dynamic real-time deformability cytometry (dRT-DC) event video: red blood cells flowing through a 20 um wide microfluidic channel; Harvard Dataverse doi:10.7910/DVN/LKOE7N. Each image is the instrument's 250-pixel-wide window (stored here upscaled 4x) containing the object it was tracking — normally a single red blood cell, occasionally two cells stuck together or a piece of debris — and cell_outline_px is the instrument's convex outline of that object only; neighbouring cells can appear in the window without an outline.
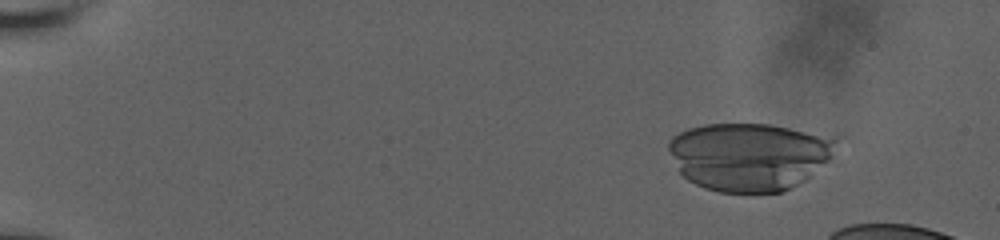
{"species": "human", "species_latin": "Homo sapiens", "temperature_condition": "room temperature", "stored_images_in_passage": 18, "camera_frame_rate_fps": 3000, "um_per_image_px": 0.085, "donor": {"sex": "male"}, "frame": {"image": 1, "passage_image": 5, "time_ms": 1.333, "image_size_px": [1000, 240], "cell_outline_px": [[836, 140], [832, 156], [828, 160], [804, 180], [780, 192], [720, 192], [704, 188], [688, 180], [680, 172], [668, 148], [668, 140], [672, 136], [688, 128], [704, 124], [768, 124], [836, 136]], "centroid_in_image_um": [63.66, 13.28], "position_along_channel_um": 21.3, "area_um2": 66.07}}